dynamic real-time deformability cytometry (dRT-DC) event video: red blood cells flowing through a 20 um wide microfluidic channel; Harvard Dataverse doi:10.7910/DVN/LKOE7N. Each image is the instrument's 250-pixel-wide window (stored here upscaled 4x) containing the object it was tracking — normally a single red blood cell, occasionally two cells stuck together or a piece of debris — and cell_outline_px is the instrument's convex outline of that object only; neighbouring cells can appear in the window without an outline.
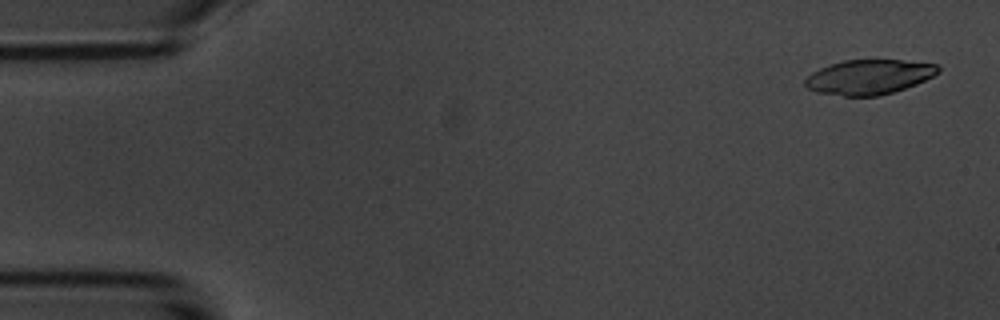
{"species": "common noctule bat (a hibernating species)", "species_latin": "Nyctalus noctula", "temperature_condition": "room temperature", "stored_images_in_passage": 6, "camera_frame_rate_fps": 3000, "um_per_image_px": 0.085, "animal": {"sex": "male", "body_mass_g": 20.1, "forearm_length_mm": 53.5}, "frame": {"image": 1, "passage_image": 1, "time_ms": 0.0, "image_size_px": [1000, 320], "cell_outline_px": [[940, 72], [916, 84], [880, 96], [844, 96], [816, 92], [808, 88], [804, 84], [804, 80], [812, 72], [820, 68], [844, 60], [900, 60], [936, 64], [940, 68]], "centroid_in_image_um": [73.85, 6.55], "position_along_channel_um": 11.2, "area_um2": 26.76}}